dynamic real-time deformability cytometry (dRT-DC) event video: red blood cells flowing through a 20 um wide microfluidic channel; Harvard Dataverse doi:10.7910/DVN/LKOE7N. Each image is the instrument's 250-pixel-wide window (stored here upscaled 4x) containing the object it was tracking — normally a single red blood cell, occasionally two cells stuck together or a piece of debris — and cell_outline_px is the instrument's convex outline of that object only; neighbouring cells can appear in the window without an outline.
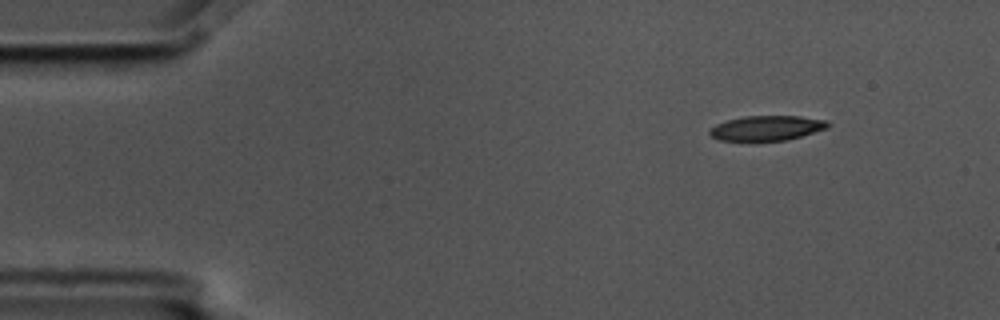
{"species": "common noctule bat (a hibernating species)", "species_latin": "Nyctalus noctula", "temperature_condition": "cold", "stored_images_in_passage": 5, "segment_of_instrument_passage": [2, 2], "camera_frame_rate_fps": 3000, "um_per_image_px": 0.085, "animal": {"sex": "male", "body_mass_g": 17.5, "forearm_length_mm": 52.3}, "frame": {"image": 1, "passage_image": 5, "time_ms": 1.333, "image_size_px": [1000, 320], "cell_outline_px": [[832, 124], [828, 128], [788, 140], [720, 140], [712, 136], [708, 132], [716, 124], [728, 120], [744, 116], [800, 116], [828, 120]], "centroid_in_image_um": [65.25, 10.87], "position_along_channel_um": 19.8, "area_um2": 17.05}}